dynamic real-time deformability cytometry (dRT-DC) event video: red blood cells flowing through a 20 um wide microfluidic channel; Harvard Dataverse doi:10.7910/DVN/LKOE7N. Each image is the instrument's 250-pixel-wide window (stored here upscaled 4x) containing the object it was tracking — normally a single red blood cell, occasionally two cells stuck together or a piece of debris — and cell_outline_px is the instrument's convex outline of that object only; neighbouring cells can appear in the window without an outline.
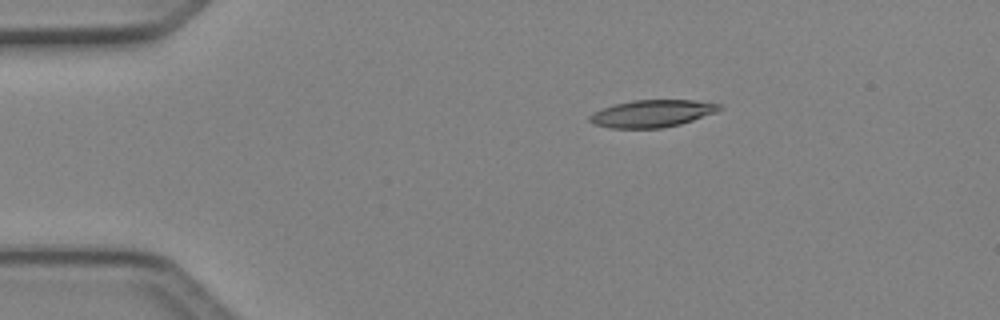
{"species": "Egyptian fruit bat (a non-hibernating species)", "species_latin": "Rousettus aegyptiacus", "temperature_condition": "cold", "stored_images_in_passage": 4, "camera_frame_rate_fps": 3000, "um_per_image_px": 0.085, "animal": {"sex": "female"}, "frame": {"image": 1, "passage_image": 2, "time_ms": 0.333, "image_size_px": [1000, 320], "cell_outline_px": [[724, 108], [716, 112], [680, 124], [660, 128], [608, 128], [596, 124], [588, 120], [588, 116], [592, 112], [616, 104], [632, 100], [696, 100], [720, 104]], "centroid_in_image_um": [55.43, 9.64], "position_along_channel_um": 29.6, "area_um2": 20.52}}
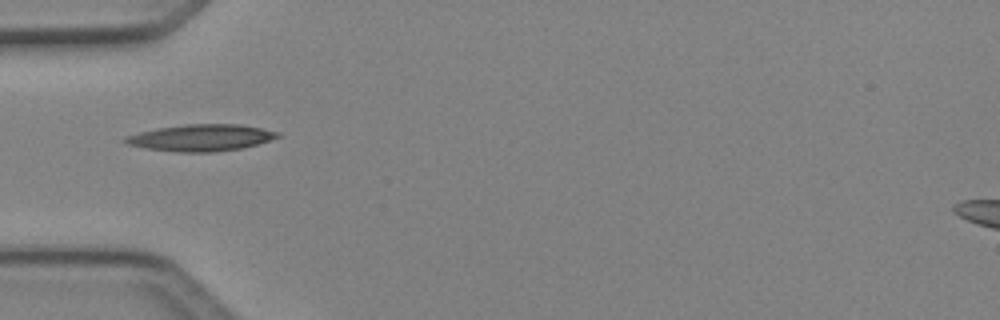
{"frame": {"image": 2, "passage_image": 4, "time_ms": 1.0, "image_size_px": [1000, 320], "cell_outline_px": [[280, 136], [256, 144], [240, 148], [216, 152], [176, 152], [144, 148], [128, 144], [120, 140], [124, 136], [156, 128], [184, 124], [240, 124], [280, 132]], "centroid_in_image_um": [17.02, 11.7], "position_along_channel_um": 68.0, "area_um2": 23.7}}